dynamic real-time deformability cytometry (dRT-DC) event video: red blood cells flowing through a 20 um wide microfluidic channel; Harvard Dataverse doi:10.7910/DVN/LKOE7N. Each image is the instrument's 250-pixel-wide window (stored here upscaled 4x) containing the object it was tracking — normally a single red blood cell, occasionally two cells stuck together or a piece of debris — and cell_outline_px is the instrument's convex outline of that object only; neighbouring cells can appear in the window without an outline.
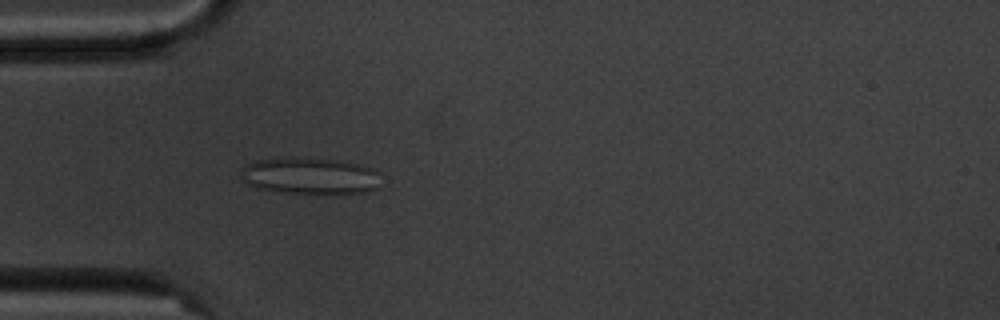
{"species": "common noctule bat (a hibernating species)", "species_latin": "Nyctalus noctula", "temperature_condition": "cold", "stored_images_in_passage": 4, "camera_frame_rate_fps": 3000, "um_per_image_px": 0.085, "animal": {"sex": "male", "body_mass_g": 20.1, "forearm_length_mm": 53.5}, "frame": {"image": 1, "passage_image": 4, "time_ms": 3.333, "image_size_px": [1000, 320], "cell_outline_px": [[376, 188], [364, 192], [316, 196], [280, 192], [256, 188], [240, 180], [240, 176], [244, 164], [256, 160], [288, 156], [292, 156], [336, 160], [356, 164], [372, 168]], "centroid_in_image_um": [26.19, 14.97], "position_along_channel_um": 58.8, "area_um2": 30.46}}